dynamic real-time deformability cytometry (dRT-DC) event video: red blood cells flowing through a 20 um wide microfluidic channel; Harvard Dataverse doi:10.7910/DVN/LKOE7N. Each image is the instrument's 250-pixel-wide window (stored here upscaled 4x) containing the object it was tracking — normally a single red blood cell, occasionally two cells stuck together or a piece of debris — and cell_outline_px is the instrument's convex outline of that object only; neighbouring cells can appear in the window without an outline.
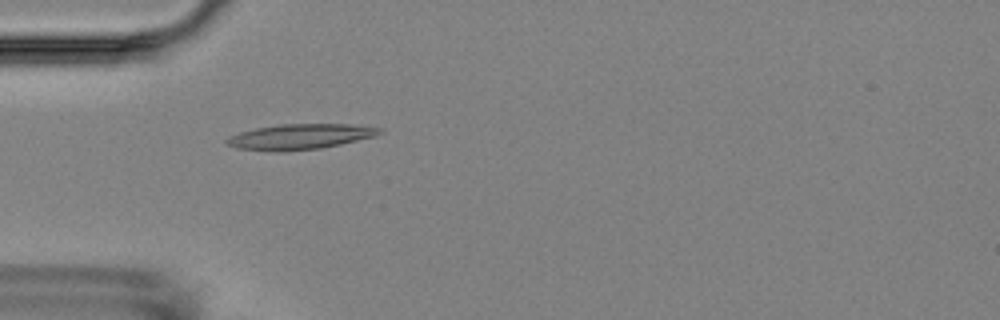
{"species": "Egyptian fruit bat (a non-hibernating species)", "species_latin": "Rousettus aegyptiacus", "temperature_condition": "room temperature", "stored_images_in_passage": 3, "camera_frame_rate_fps": 3000, "um_per_image_px": 0.085, "animal": {"sex": "female"}, "frame": {"image": 1, "passage_image": 1, "time_ms": 0.0, "image_size_px": [1000, 320], "cell_outline_px": [[384, 132], [376, 136], [340, 144], [320, 148], [284, 152], [276, 152], [236, 148], [224, 144], [224, 140], [228, 136], [240, 132], [256, 128], [280, 124], [352, 124], [384, 128]], "centroid_in_image_um": [25.49, 11.62], "position_along_channel_um": 59.5, "area_um2": 22.95}}